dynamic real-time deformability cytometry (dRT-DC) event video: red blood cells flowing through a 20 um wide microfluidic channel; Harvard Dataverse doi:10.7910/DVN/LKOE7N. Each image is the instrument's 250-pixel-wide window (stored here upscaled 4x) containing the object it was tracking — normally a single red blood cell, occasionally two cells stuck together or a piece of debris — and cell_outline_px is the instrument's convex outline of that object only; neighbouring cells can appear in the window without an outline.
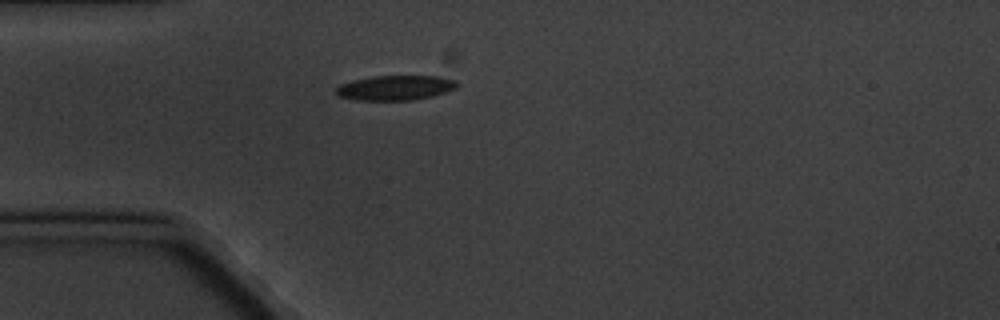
{"species": "common noctule bat (a hibernating species)", "species_latin": "Nyctalus noctula", "temperature_condition": "cold", "stored_images_in_passage": 1, "camera_frame_rate_fps": 3000, "um_per_image_px": 0.085, "animal": {"sex": "male", "body_mass_g": 20.1, "forearm_length_mm": 53.5}, "frame": {"image": 1, "passage_image": 1, "time_ms": 0.0, "image_size_px": [1000, 320], "cell_outline_px": [[460, 84], [456, 88], [432, 96], [412, 100], [356, 100], [340, 96], [336, 92], [336, 88], [340, 84], [352, 80], [372, 76], [440, 76], [456, 80]], "centroid_in_image_um": [33.62, 7.45], "position_along_channel_um": 51.4, "area_um2": 17.51}}